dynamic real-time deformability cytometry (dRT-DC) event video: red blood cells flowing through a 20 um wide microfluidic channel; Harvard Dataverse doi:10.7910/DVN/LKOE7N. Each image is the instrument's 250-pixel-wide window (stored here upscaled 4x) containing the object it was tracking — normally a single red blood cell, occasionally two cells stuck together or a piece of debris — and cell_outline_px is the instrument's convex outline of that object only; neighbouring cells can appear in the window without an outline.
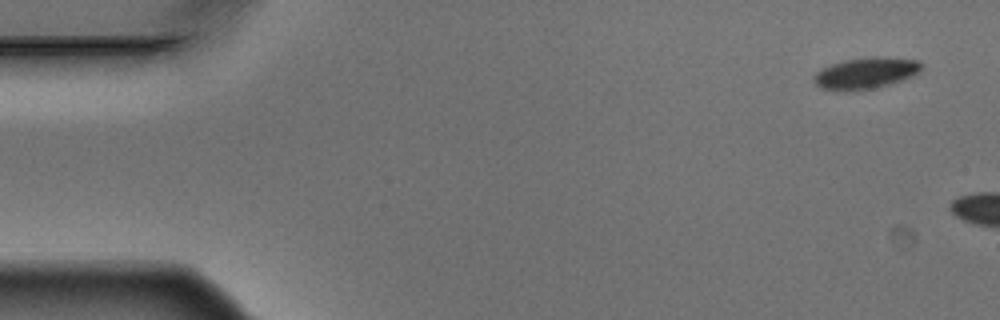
{"species": "Egyptian fruit bat (a non-hibernating species)", "species_latin": "Rousettus aegyptiacus", "temperature_condition": "warm", "stored_images_in_passage": 2, "camera_frame_rate_fps": 3000, "um_per_image_px": 0.085, "animal": {"sex": "male"}, "frame": {"image": 1, "passage_image": 1, "time_ms": 0.0, "image_size_px": [1000, 320], "cell_outline_px": [[924, 68], [920, 72], [912, 76], [892, 84], [876, 88], [848, 92], [832, 92], [820, 88], [812, 80], [812, 76], [820, 68], [844, 60], [872, 56], [884, 56], [920, 60], [924, 64]], "centroid_in_image_um": [73.58, 6.23], "position_along_channel_um": 11.4, "area_um2": 20.58}}